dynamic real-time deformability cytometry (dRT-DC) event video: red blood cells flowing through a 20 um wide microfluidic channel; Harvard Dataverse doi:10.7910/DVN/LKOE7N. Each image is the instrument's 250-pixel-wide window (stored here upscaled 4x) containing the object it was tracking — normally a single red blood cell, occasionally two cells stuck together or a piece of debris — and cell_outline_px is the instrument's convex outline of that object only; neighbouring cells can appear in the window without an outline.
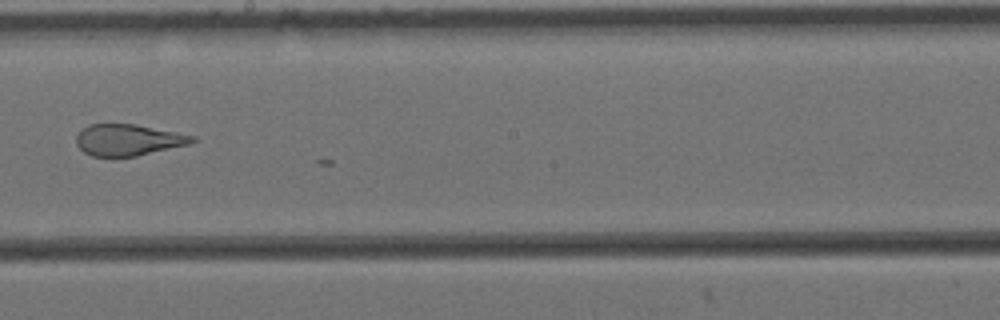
{"species": "Egyptian fruit bat (a non-hibernating species)", "species_latin": "Rousettus aegyptiacus", "temperature_condition": "cold", "stored_images_in_passage": 9, "camera_frame_rate_fps": 3000, "um_per_image_px": 0.085, "animal": {"sex": "female"}, "frame": {"image": 1, "passage_image": 8, "time_ms": 2.333, "image_size_px": [1000, 320], "cell_outline_px": [[196, 140], [188, 144], [136, 156], [92, 156], [84, 152], [76, 144], [76, 136], [88, 124], [136, 124], [196, 136]], "centroid_in_image_um": [10.88, 11.88], "position_along_channel_um": 237.3, "area_um2": 20.98}}